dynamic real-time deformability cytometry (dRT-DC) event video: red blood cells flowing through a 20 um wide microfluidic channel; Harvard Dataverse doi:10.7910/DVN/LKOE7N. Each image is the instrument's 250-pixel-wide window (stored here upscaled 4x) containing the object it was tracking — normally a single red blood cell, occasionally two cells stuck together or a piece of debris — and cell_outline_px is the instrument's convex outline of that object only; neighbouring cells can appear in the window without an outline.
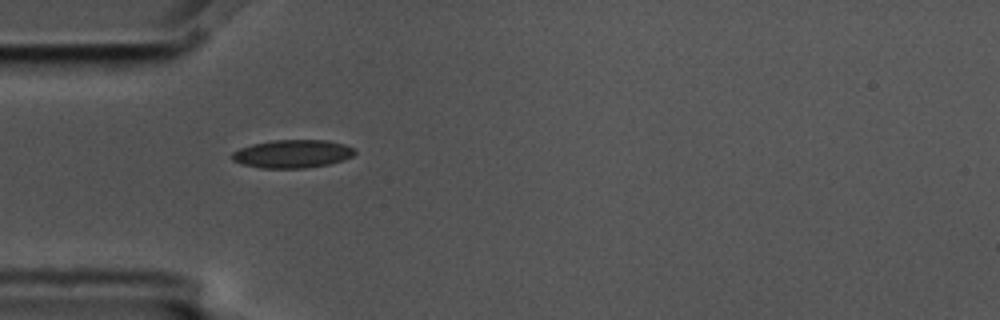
{"species": "common noctule bat (a hibernating species)", "species_latin": "Nyctalus noctula", "temperature_condition": "cold", "stored_images_in_passage": 10, "camera_frame_rate_fps": 3000, "um_per_image_px": 0.085, "animal": {"sex": "male", "body_mass_g": 17.5, "forearm_length_mm": 52.3}, "frame": {"image": 1, "passage_image": 5, "time_ms": 1.333, "image_size_px": [1000, 320], "cell_outline_px": [[356, 152], [352, 156], [328, 164], [304, 168], [260, 168], [240, 164], [232, 160], [232, 152], [240, 148], [252, 144], [272, 140], [328, 140], [344, 144], [352, 148]], "centroid_in_image_um": [24.81, 13.07], "position_along_channel_um": 60.2, "area_um2": 20.06}}